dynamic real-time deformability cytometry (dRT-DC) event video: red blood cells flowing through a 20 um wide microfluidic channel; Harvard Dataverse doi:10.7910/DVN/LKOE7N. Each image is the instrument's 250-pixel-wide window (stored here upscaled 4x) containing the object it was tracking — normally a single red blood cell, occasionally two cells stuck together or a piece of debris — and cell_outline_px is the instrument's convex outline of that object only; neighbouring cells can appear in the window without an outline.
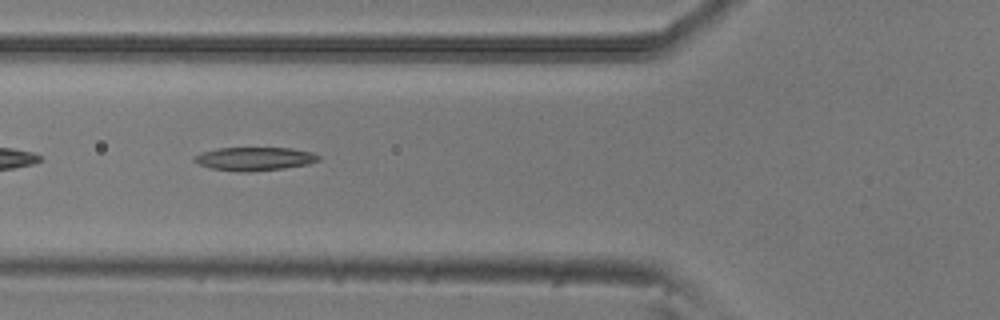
{"species": "common noctule bat (a hibernating species)", "species_latin": "Nyctalus noctula", "temperature_condition": "room temperature", "stored_images_in_passage": 4, "camera_frame_rate_fps": 3000, "um_per_image_px": 0.085, "animal": {"sex": "male", "body_mass_g": 20.5, "forearm_length_mm": 52.5}, "frame": {"image": 1, "passage_image": 2, "time_ms": 0.333, "image_size_px": [1000, 320], "cell_outline_px": [[320, 160], [308, 164], [284, 168], [248, 172], [240, 172], [212, 168], [200, 164], [192, 160], [192, 156], [204, 152], [220, 148], [292, 148], [312, 152], [320, 156]], "centroid_in_image_um": [21.66, 13.5], "position_along_channel_um": 104.1, "area_um2": 16.88}}
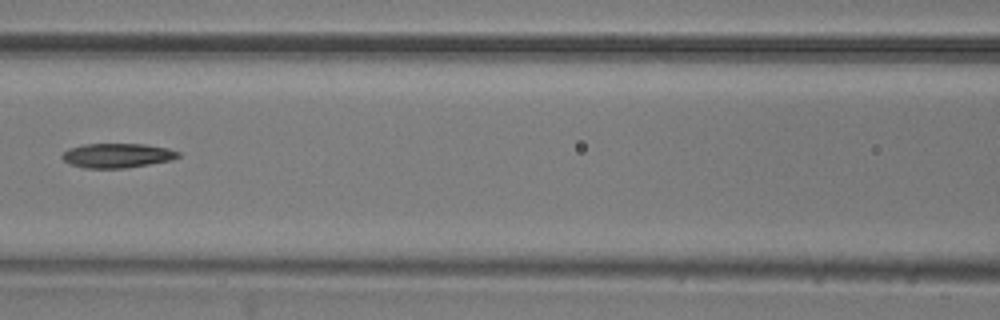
{"frame": {"image": 2, "passage_image": 3, "time_ms": 0.667, "image_size_px": [1000, 320], "cell_outline_px": [[180, 156], [172, 160], [124, 168], [84, 168], [72, 164], [64, 160], [60, 156], [68, 148], [84, 144], [144, 144], [168, 148], [180, 152]], "centroid_in_image_um": [9.97, 13.21], "position_along_channel_um": 156.6, "area_um2": 16.47}}
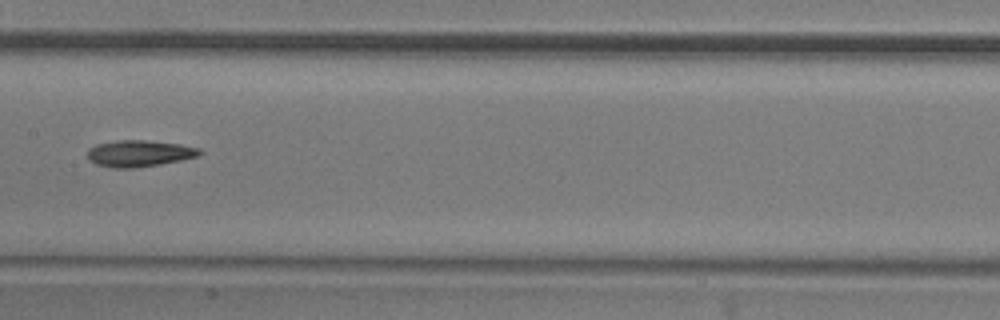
{"frame": {"image": 3, "passage_image": 4, "time_ms": 1.0, "image_size_px": [1000, 320], "cell_outline_px": [[204, 152], [196, 156], [180, 160], [160, 164], [136, 168], [112, 168], [96, 164], [88, 160], [88, 148], [96, 144], [116, 140], [144, 140], [180, 144], [200, 148]], "centroid_in_image_um": [11.81, 13.04], "position_along_channel_um": 195.6, "area_um2": 17.4}}